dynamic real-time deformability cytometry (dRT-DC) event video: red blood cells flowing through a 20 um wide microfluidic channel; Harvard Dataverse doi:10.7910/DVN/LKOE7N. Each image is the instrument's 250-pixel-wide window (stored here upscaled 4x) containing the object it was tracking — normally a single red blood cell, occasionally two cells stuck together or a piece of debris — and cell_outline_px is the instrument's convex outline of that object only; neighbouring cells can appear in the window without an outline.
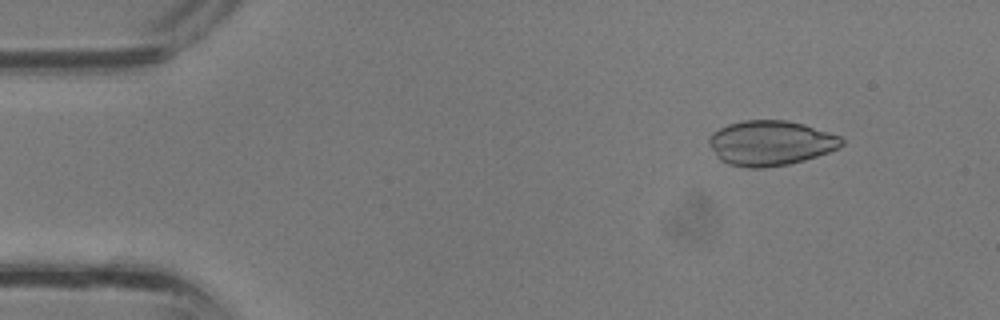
{"species": "common noctule bat (a hibernating species)", "species_latin": "Nyctalus noctula", "temperature_condition": "room temperature", "stored_images_in_passage": 14, "camera_frame_rate_fps": 3000, "um_per_image_px": 0.085, "animal": {"sex": "male", "body_mass_g": 13.3}, "frame": {"image": 1, "passage_image": 3, "time_ms": 0.667, "image_size_px": [1000, 320], "cell_outline_px": [[844, 144], [840, 148], [804, 160], [788, 164], [764, 168], [748, 168], [728, 164], [720, 160], [716, 156], [708, 144], [708, 136], [712, 132], [728, 124], [744, 120], [788, 120], [804, 124], [840, 136], [844, 140]], "centroid_in_image_um": [65.47, 12.16], "position_along_channel_um": 19.5, "area_um2": 34.97}}